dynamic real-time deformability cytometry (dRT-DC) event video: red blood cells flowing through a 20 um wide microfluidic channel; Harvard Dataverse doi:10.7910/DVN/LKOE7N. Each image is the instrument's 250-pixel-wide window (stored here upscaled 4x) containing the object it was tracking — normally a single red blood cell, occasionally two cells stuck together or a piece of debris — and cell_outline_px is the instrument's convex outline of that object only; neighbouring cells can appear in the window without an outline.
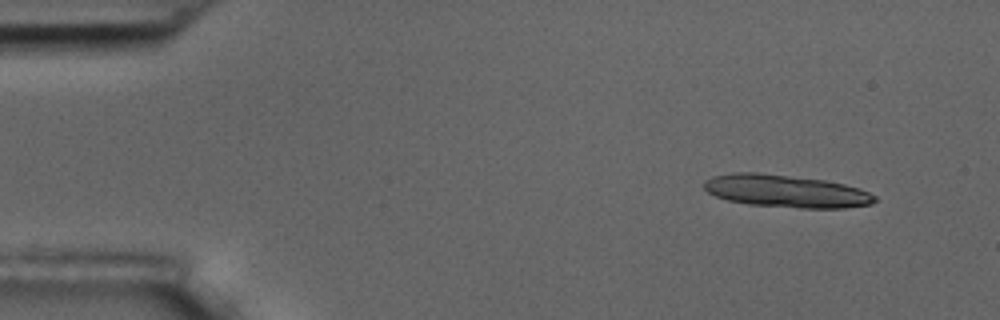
{"species": "common noctule bat (a hibernating species)", "species_latin": "Nyctalus noctula", "temperature_condition": "room temperature", "stored_images_in_passage": 4, "camera_frame_rate_fps": 3000, "um_per_image_px": 0.085, "animal": {"sex": "male", "body_mass_g": 17.5, "forearm_length_mm": 52.3}, "frame": {"image": 1, "passage_image": 1, "time_ms": 0.0, "image_size_px": [1000, 320], "cell_outline_px": [[876, 200], [872, 204], [844, 208], [800, 208], [748, 204], [728, 200], [716, 196], [708, 192], [704, 188], [704, 180], [712, 176], [732, 172], [760, 172], [824, 180], [844, 184], [860, 188], [876, 196]], "centroid_in_image_um": [66.8, 16.24], "position_along_channel_um": 18.2, "area_um2": 32.48}}